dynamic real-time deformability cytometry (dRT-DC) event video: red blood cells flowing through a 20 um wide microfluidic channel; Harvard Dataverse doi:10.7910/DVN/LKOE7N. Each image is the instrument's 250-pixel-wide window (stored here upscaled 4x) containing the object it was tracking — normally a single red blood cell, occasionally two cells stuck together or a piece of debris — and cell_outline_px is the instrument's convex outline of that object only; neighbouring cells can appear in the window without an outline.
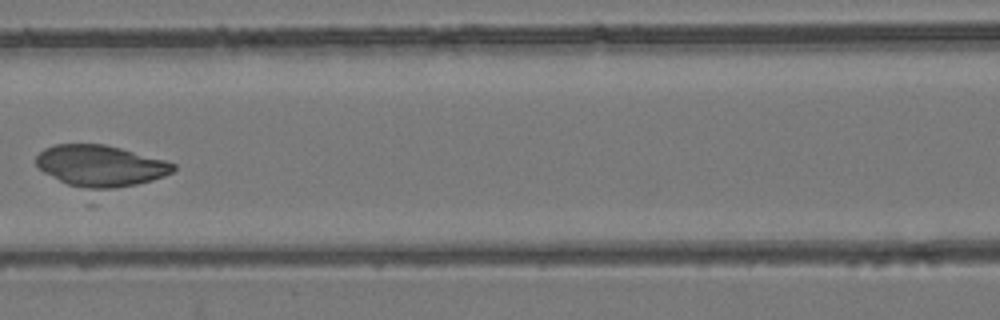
{"species": "common noctule bat (a hibernating species)", "species_latin": "Nyctalus noctula", "temperature_condition": "room temperature", "stored_images_in_passage": 8, "camera_frame_rate_fps": 3000, "um_per_image_px": 0.085, "animal": {"sex": "female", "body_mass_g": 24.6, "forearm_length_mm": 56.2}, "frame": {"image": 1, "passage_image": 7, "time_ms": 6.667, "image_size_px": [1000, 320], "cell_outline_px": [[176, 168], [172, 172], [164, 176], [152, 180], [136, 184], [100, 192], [96, 192], [68, 184], [44, 172], [36, 164], [36, 156], [44, 148], [56, 144], [104, 144], [120, 148], [164, 160], [176, 164]], "centroid_in_image_um": [8.54, 14.12], "position_along_channel_um": 158.1, "area_um2": 33.23}}
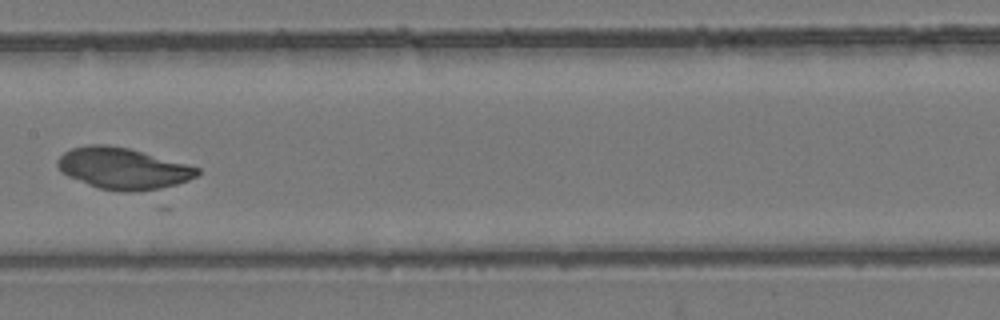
{"frame": {"image": 2, "passage_image": 8, "time_ms": 7.667, "image_size_px": [1000, 320], "cell_outline_px": [[200, 172], [196, 176], [188, 180], [176, 184], [160, 188], [132, 192], [124, 192], [100, 188], [88, 184], [68, 176], [60, 172], [56, 164], [56, 160], [64, 152], [72, 148], [88, 144], [104, 144], [128, 148], [200, 168]], "centroid_in_image_um": [10.41, 14.31], "position_along_channel_um": 197.0, "area_um2": 33.41}}